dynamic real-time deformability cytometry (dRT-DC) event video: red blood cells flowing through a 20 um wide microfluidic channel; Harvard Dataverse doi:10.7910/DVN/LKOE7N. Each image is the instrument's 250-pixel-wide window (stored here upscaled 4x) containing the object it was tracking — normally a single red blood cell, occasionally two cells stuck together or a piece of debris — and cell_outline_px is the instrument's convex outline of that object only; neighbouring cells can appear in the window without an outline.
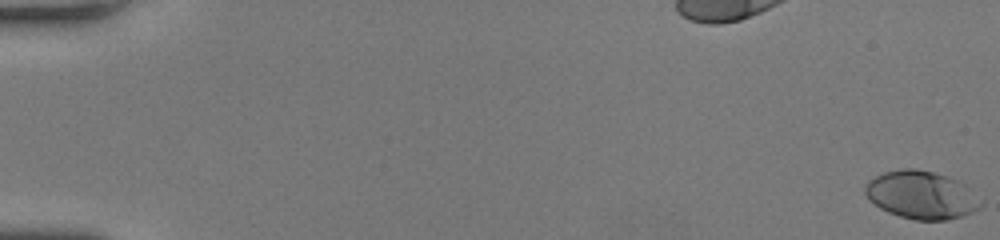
{"species": "human", "species_latin": "Homo sapiens", "temperature_condition": "room temperature", "stored_images_in_passage": 51, "camera_frame_rate_fps": 3000, "um_per_image_px": 0.085, "donor": {"sex": "female"}, "frame": {"image": 1, "passage_image": 1, "time_ms": 0.0, "image_size_px": [1000, 240], "cell_outline_px": [[984, 204], [980, 208], [972, 212], [948, 220], [916, 220], [900, 216], [888, 212], [880, 208], [868, 200], [864, 192], [864, 184], [868, 180], [884, 172], [900, 168], [912, 168], [932, 172], [956, 180], [964, 184], [984, 200]], "centroid_in_image_um": [78.31, 16.58], "position_along_channel_um": 6.7, "area_um2": 32.48}}
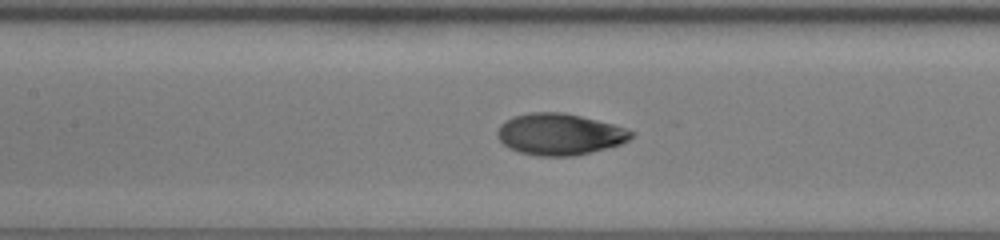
{"frame": {"image": 2, "passage_image": 26, "time_ms": 8.333, "image_size_px": [1000, 240], "cell_outline_px": [[636, 132], [628, 140], [620, 144], [572, 156], [536, 156], [520, 152], [508, 148], [496, 136], [496, 132], [500, 124], [512, 116], [528, 112], [560, 112], [580, 116], [612, 124]], "centroid_in_image_um": [47.51, 11.4], "position_along_channel_um": 159.9, "area_um2": 32.19}}
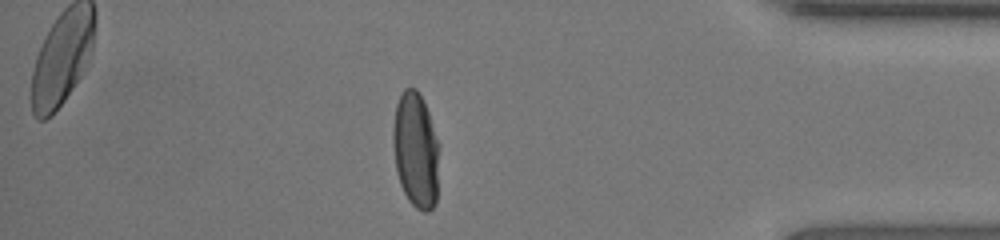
{"frame": {"image": 3, "passage_image": 45, "time_ms": 14.667, "image_size_px": [1000, 240], "cell_outline_px": [[440, 144], [436, 204], [428, 212], [424, 212], [416, 208], [408, 200], [400, 184], [396, 172], [392, 144], [392, 128], [396, 104], [404, 88], [416, 88], [428, 112]], "centroid_in_image_um": [35.34, 12.79], "position_along_channel_um": 399.9, "area_um2": 31.62}, "authors_computed_cell_mechanics": {"area_um2": 31.7322, "velocity_mm_per_s": 4.2591, "shape_relaxation_time_tau1_ms": 3.3653, "shape_relaxation_time_tau2_ms": 0.7555, "deformation_change_tau1": 0.1844, "deformation_change_tau2": 0.0434}}